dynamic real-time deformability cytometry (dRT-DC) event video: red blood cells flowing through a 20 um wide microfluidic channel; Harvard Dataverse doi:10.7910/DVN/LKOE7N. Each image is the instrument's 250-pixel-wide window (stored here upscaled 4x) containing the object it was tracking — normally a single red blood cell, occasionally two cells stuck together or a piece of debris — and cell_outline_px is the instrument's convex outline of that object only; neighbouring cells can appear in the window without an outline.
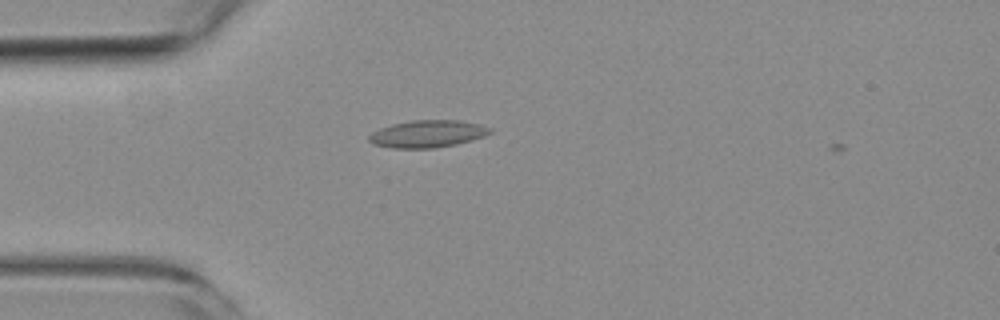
{"species": "common noctule bat (a hibernating species)", "species_latin": "Nyctalus noctula", "temperature_condition": "room temperature", "stored_images_in_passage": 2, "camera_frame_rate_fps": 3000, "um_per_image_px": 0.085, "animal": {"sex": "female", "body_mass_g": 19.3, "forearm_length_mm": 54.1}, "frame": {"image": 1, "passage_image": 1, "time_ms": 0.0, "image_size_px": [1000, 320], "cell_outline_px": [[492, 132], [484, 136], [472, 140], [456, 144], [436, 148], [392, 148], [372, 144], [368, 140], [368, 136], [372, 132], [380, 128], [392, 124], [412, 120], [460, 120], [480, 124], [492, 128]], "centroid_in_image_um": [36.34, 11.37], "position_along_channel_um": 48.7, "area_um2": 19.36}}